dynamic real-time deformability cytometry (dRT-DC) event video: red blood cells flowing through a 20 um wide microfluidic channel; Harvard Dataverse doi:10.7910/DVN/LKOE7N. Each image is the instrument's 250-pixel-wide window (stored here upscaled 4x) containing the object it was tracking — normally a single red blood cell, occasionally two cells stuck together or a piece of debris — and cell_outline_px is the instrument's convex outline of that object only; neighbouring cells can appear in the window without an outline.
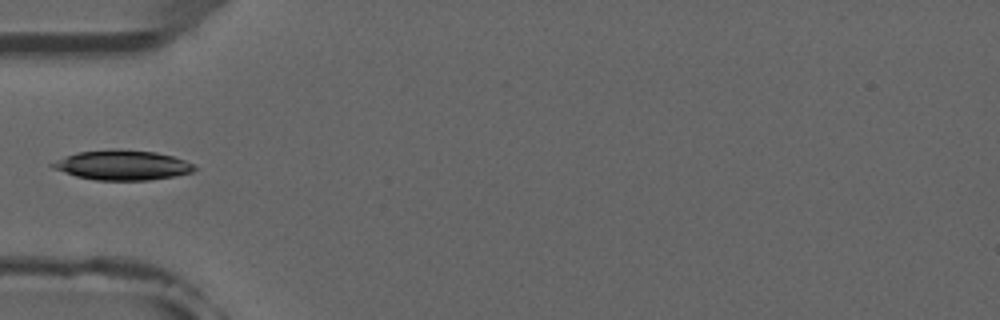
{"species": "common noctule bat (a hibernating species)", "species_latin": "Nyctalus noctula", "temperature_condition": "room temperature", "stored_images_in_passage": 5, "camera_frame_rate_fps": 3000, "um_per_image_px": 0.085, "animal": {"sex": "male", "forearm_length_mm": 52.5}, "frame": {"image": 1, "passage_image": 5, "time_ms": 5.333, "image_size_px": [1000, 320], "cell_outline_px": [[196, 168], [192, 172], [176, 176], [148, 180], [96, 180], [76, 176], [52, 168], [48, 164], [64, 156], [80, 152], [156, 152], [172, 156], [184, 160], [192, 164]], "centroid_in_image_um": [10.4, 14.09], "position_along_channel_um": 74.6, "area_um2": 23.58}}